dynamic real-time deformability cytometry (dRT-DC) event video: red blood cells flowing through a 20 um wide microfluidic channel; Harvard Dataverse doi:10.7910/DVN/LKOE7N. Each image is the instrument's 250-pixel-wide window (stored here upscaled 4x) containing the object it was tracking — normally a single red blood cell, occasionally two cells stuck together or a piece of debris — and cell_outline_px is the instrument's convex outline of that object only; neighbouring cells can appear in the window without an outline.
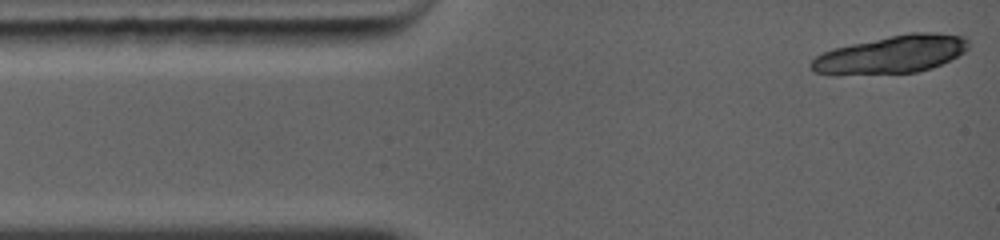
{"species": "common noctule bat (a hibernating species)", "species_latin": "Nyctalus noctula", "temperature_condition": "warm", "stored_images_in_passage": 2, "camera_frame_rate_fps": 5000, "um_per_image_px": 0.085, "animal": {"sex": "female", "body_mass_g": 19.0, "forearm_length_mm": 56.7}, "frame": {"image": 1, "passage_image": 1, "time_ms": 0.0, "image_size_px": [1000, 240], "cell_outline_px": [[968, 48], [964, 52], [932, 68], [916, 72], [816, 72], [808, 64], [816, 56], [832, 48], [908, 32], [936, 32], [964, 36], [968, 40]], "centroid_in_image_um": [75.86, 4.56], "position_along_channel_um": 9.1, "area_um2": 33.47}}